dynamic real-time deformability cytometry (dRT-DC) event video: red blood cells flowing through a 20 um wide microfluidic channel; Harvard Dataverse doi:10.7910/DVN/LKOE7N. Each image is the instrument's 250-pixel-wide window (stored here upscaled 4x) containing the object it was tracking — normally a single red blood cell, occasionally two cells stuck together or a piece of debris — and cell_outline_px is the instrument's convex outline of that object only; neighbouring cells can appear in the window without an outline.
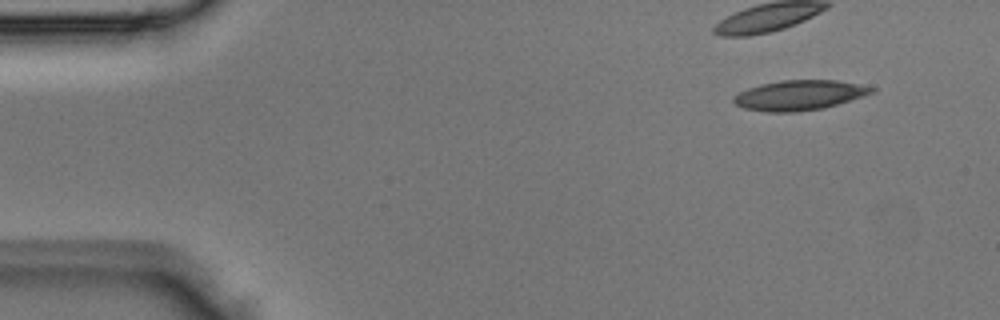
{"species": "Egyptian fruit bat (a non-hibernating species)", "species_latin": "Rousettus aegyptiacus", "temperature_condition": "room temperature", "stored_images_in_passage": 3, "camera_frame_rate_fps": 3000, "um_per_image_px": 0.085, "animal": {"sex": "male"}, "frame": {"image": 1, "passage_image": 1, "time_ms": 0.0, "image_size_px": [1000, 320], "cell_outline_px": [[876, 92], [824, 108], [796, 112], [768, 112], [744, 108], [736, 104], [732, 100], [732, 96], [748, 88], [760, 84], [784, 80], [836, 80], [860, 84], [876, 88]], "centroid_in_image_um": [67.95, 8.09], "position_along_channel_um": 17.0, "area_um2": 24.1}}